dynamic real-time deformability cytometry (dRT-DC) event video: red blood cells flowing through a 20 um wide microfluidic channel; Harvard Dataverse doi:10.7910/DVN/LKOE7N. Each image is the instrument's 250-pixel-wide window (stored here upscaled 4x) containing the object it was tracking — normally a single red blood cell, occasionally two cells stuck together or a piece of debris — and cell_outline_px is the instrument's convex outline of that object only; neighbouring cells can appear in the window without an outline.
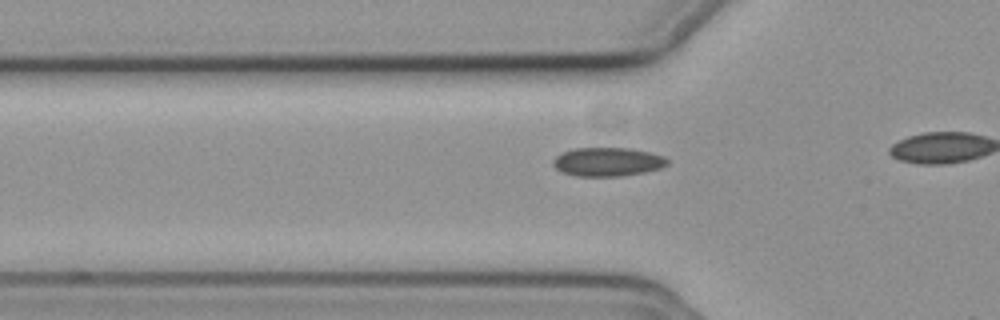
{"species": "common noctule bat (a hibernating species)", "species_latin": "Nyctalus noctula", "temperature_condition": "cold", "stored_images_in_passage": 12, "camera_frame_rate_fps": 3000, "um_per_image_px": 0.085, "animal": {"sex": "female", "body_mass_g": 19.3, "forearm_length_mm": 54.1}, "frame": {"image": 1, "passage_image": 10, "time_ms": 3.0, "image_size_px": [1000, 320], "cell_outline_px": [[668, 164], [660, 168], [644, 172], [620, 176], [576, 176], [560, 172], [552, 164], [552, 160], [556, 156], [564, 152], [576, 148], [628, 148], [648, 152], [664, 156], [668, 160]], "centroid_in_image_um": [51.62, 13.76], "position_along_channel_um": 74.2, "area_um2": 19.07}}